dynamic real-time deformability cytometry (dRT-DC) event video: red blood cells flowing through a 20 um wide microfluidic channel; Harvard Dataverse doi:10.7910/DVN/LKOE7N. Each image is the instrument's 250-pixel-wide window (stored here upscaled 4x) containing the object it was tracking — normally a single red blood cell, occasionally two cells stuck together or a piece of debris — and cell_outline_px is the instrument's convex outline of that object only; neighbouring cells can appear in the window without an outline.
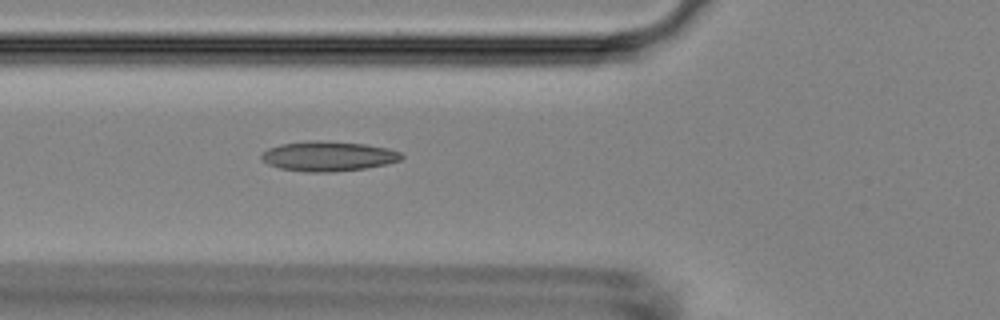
{"species": "Egyptian fruit bat (a non-hibernating species)", "species_latin": "Rousettus aegyptiacus", "temperature_condition": "room temperature", "stored_images_in_passage": 43, "camera_frame_rate_fps": 3000, "um_per_image_px": 0.085, "animal": {"sex": "female"}, "frame": {"image": 1, "passage_image": 9, "time_ms": 2.667, "image_size_px": [1000, 320], "cell_outline_px": [[404, 156], [400, 160], [388, 164], [364, 168], [332, 172], [308, 172], [280, 168], [268, 164], [260, 160], [260, 156], [268, 148], [280, 144], [308, 140], [316, 140], [364, 144], [388, 148], [400, 152]], "centroid_in_image_um": [27.88, 13.27], "position_along_channel_um": 97.9, "area_um2": 24.39}}
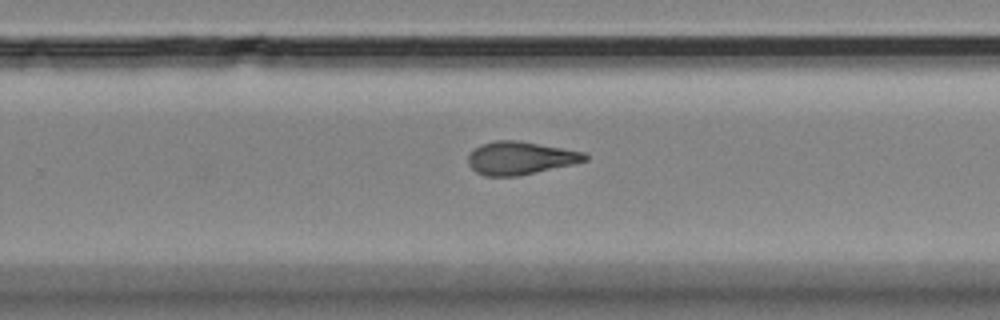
{"frame": {"image": 2, "passage_image": 24, "time_ms": 7.667, "image_size_px": [1000, 320], "cell_outline_px": [[588, 160], [572, 164], [516, 176], [484, 176], [476, 172], [468, 164], [468, 152], [480, 144], [496, 140], [520, 140], [584, 152], [588, 156]], "centroid_in_image_um": [44.18, 13.42], "position_along_channel_um": 285.6, "area_um2": 22.48}}
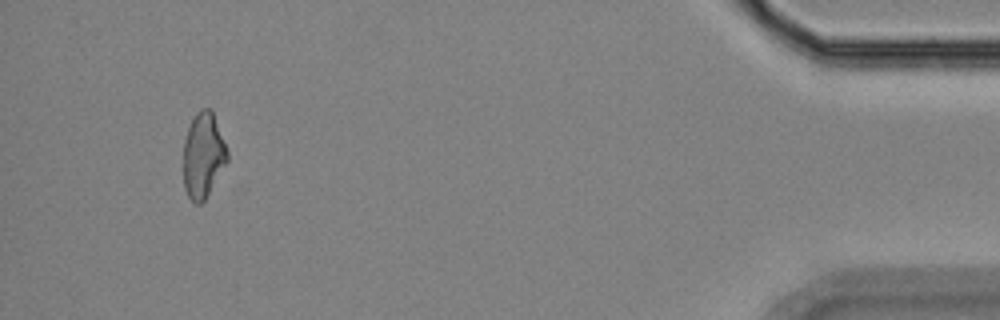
{"frame": {"image": 3, "passage_image": 40, "time_ms": 13.0, "image_size_px": [1000, 320], "cell_outline_px": [[228, 160], [204, 200], [200, 204], [196, 204], [188, 196], [184, 188], [184, 140], [188, 128], [196, 112], [200, 108], [212, 108], [228, 152]], "centroid_in_image_um": [17.27, 13.17], "position_along_channel_um": 417.9, "area_um2": 21.68}}